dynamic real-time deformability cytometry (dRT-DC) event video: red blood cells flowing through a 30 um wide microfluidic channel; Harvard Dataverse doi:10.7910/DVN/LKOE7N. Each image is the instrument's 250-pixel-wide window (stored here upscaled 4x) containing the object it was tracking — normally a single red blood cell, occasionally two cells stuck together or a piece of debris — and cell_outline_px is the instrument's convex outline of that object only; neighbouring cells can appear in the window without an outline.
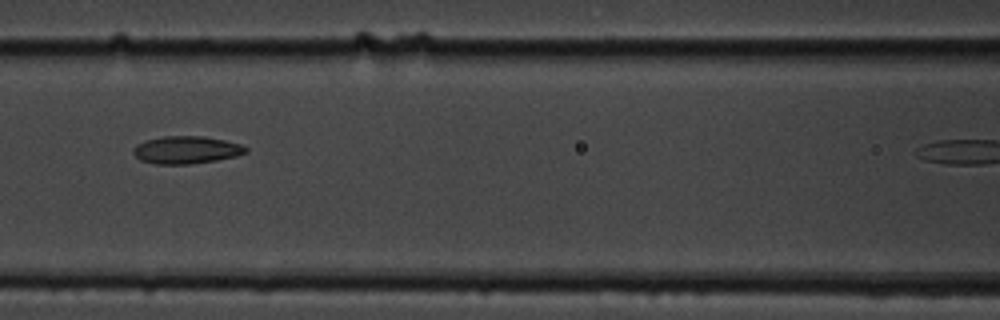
{"species": "common noctule bat (a hibernating species)", "species_latin": "Nyctalus noctula", "temperature_condition": "cold", "stored_images_in_passage": 7, "camera_frame_rate_fps": 3000, "um_per_image_px": 0.085, "animal": {"sex": "male", "body_mass_g": 19.5, "forearm_length_mm": 54.6}, "frame": {"image": 1, "passage_image": 6, "time_ms": 5.667, "image_size_px": [1000, 320], "cell_outline_px": [[248, 152], [236, 156], [216, 160], [188, 164], [156, 164], [140, 160], [132, 152], [132, 148], [136, 144], [144, 140], [164, 136], [204, 136], [224, 140], [240, 144], [248, 148]], "centroid_in_image_um": [15.81, 12.73], "position_along_channel_um": 150.8, "area_um2": 18.15}}